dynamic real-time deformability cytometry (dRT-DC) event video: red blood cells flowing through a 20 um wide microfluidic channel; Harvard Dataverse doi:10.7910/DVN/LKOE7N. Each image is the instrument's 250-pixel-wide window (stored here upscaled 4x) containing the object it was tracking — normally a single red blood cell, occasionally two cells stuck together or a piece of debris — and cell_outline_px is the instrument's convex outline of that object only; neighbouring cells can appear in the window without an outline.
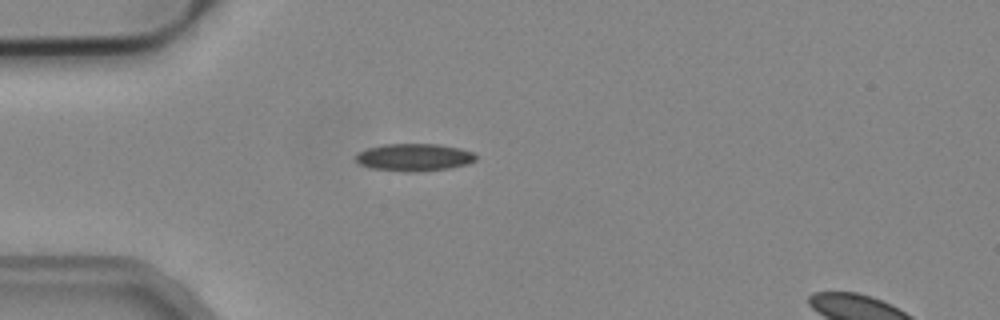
{"species": "common noctule bat (a hibernating species)", "species_latin": "Nyctalus noctula", "temperature_condition": "cold", "stored_images_in_passage": 5, "camera_frame_rate_fps": 3000, "um_per_image_px": 0.085, "animal": {"sex": "male", "body_mass_g": 19.2, "forearm_length_mm": 51.8}, "frame": {"image": 1, "passage_image": 4, "time_ms": 1.0, "image_size_px": [1000, 320], "cell_outline_px": [[476, 160], [468, 164], [448, 168], [412, 172], [408, 172], [372, 168], [360, 164], [356, 160], [356, 152], [368, 148], [384, 144], [440, 144], [460, 148], [476, 152]], "centroid_in_image_um": [35.23, 13.36], "position_along_channel_um": 49.8, "area_um2": 19.25}}